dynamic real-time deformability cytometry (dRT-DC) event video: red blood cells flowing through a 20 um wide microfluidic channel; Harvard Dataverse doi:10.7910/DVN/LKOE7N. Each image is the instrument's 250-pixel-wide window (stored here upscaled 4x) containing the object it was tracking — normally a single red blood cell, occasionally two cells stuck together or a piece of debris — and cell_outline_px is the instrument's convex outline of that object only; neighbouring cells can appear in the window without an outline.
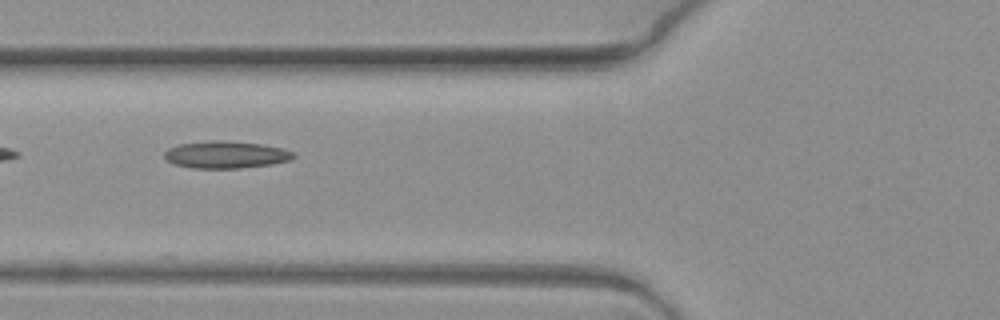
{"species": "common noctule bat (a hibernating species)", "species_latin": "Nyctalus noctula", "temperature_condition": "warm", "stored_images_in_passage": 9, "camera_frame_rate_fps": 3000, "um_per_image_px": 0.085, "animal": {"sex": "female", "body_mass_g": 19.3, "forearm_length_mm": 54.1}, "frame": {"image": 1, "passage_image": 8, "time_ms": 2.333, "image_size_px": [1000, 320], "cell_outline_px": [[296, 156], [288, 160], [272, 164], [240, 168], [192, 168], [176, 164], [168, 160], [164, 156], [164, 152], [168, 148], [180, 144], [260, 144], [284, 148], [292, 152]], "centroid_in_image_um": [19.24, 13.21], "position_along_channel_um": 106.6, "area_um2": 18.96}}